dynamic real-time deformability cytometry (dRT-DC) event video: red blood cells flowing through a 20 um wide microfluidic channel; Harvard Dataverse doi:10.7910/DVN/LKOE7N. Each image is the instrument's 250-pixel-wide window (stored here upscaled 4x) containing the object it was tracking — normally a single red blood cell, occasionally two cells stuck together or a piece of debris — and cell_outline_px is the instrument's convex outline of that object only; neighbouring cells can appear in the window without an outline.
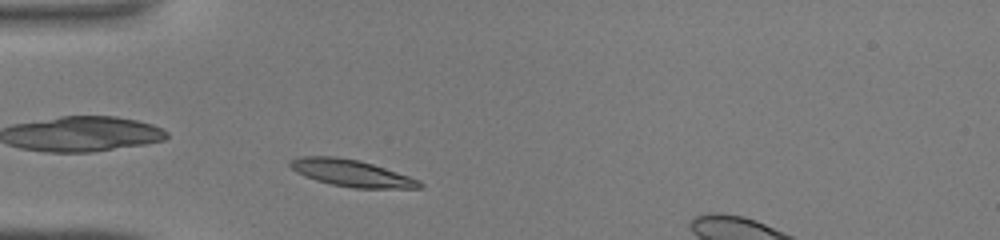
{"species": "common noctule bat (a hibernating species)", "species_latin": "Nyctalus noctula", "temperature_condition": "warm", "stored_images_in_passage": 32, "camera_frame_rate_fps": 3000, "um_per_image_px": 0.085, "animal": {"sex": "male", "body_mass_g": 19.0, "forearm_length_mm": 50.8}, "frame": {"image": 1, "passage_image": 3, "time_ms": 0.667, "image_size_px": [1000, 240], "cell_outline_px": [[424, 188], [352, 188], [332, 184], [316, 180], [304, 176], [296, 172], [288, 164], [292, 160], [300, 156], [336, 156], [360, 160], [420, 180], [424, 184]], "centroid_in_image_um": [29.87, 14.71], "position_along_channel_um": 55.1, "area_um2": 20.17}}
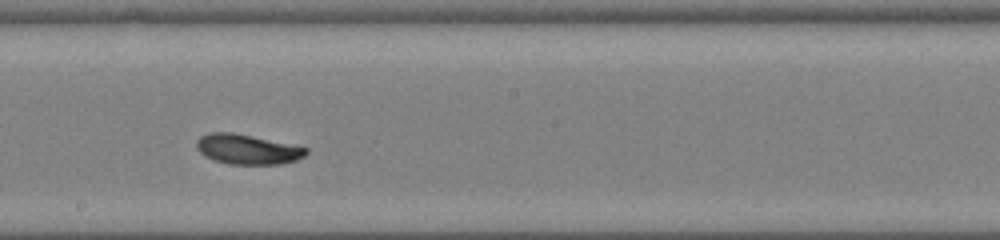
{"frame": {"image": 2, "passage_image": 15, "time_ms": 4.667, "image_size_px": [1000, 240], "cell_outline_px": [[308, 152], [304, 156], [296, 160], [280, 164], [228, 164], [204, 156], [196, 148], [196, 140], [200, 136], [208, 132], [232, 132], [252, 136], [308, 148]], "centroid_in_image_um": [20.99, 12.68], "position_along_channel_um": 227.2, "area_um2": 19.02}}
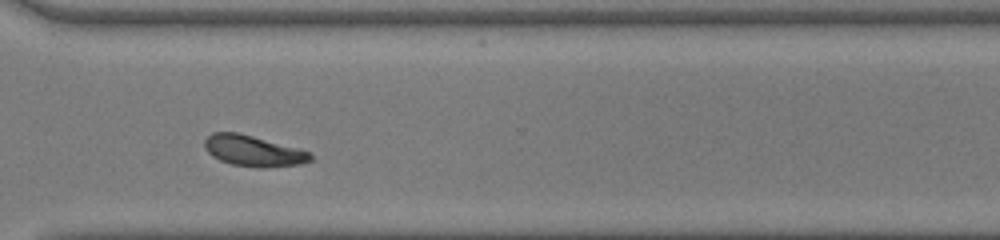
{"frame": {"image": 3, "passage_image": 23, "time_ms": 7.333, "image_size_px": [1000, 240], "cell_outline_px": [[312, 160], [300, 164], [264, 168], [260, 168], [232, 164], [220, 160], [212, 156], [204, 148], [204, 140], [212, 132], [236, 132], [252, 136], [308, 152], [312, 156]], "centroid_in_image_um": [21.47, 12.83], "position_along_channel_um": 349.1, "area_um2": 18.67}}